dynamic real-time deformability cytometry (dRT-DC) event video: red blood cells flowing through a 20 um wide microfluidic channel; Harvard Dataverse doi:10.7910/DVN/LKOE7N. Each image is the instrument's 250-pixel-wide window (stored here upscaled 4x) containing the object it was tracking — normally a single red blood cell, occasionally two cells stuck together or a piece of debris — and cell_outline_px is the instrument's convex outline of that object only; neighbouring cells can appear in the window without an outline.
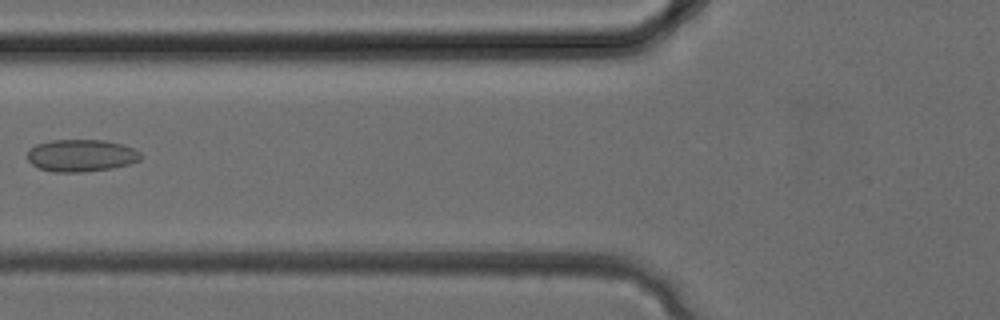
{"species": "common noctule bat (a hibernating species)", "species_latin": "Nyctalus noctula", "temperature_condition": "cold", "stored_images_in_passage": 13, "camera_frame_rate_fps": 3000, "um_per_image_px": 0.085, "animal": {"sex": "female", "body_mass_g": 24.6, "forearm_length_mm": 56.2}, "frame": {"image": 1, "passage_image": 10, "time_ms": 3.0, "image_size_px": [1000, 320], "cell_outline_px": [[144, 156], [140, 160], [128, 164], [112, 168], [84, 172], [56, 172], [40, 168], [32, 164], [28, 160], [28, 152], [36, 144], [52, 140], [104, 140], [124, 144], [140, 152]], "centroid_in_image_um": [6.94, 13.21], "position_along_channel_um": 118.9, "area_um2": 21.27}}
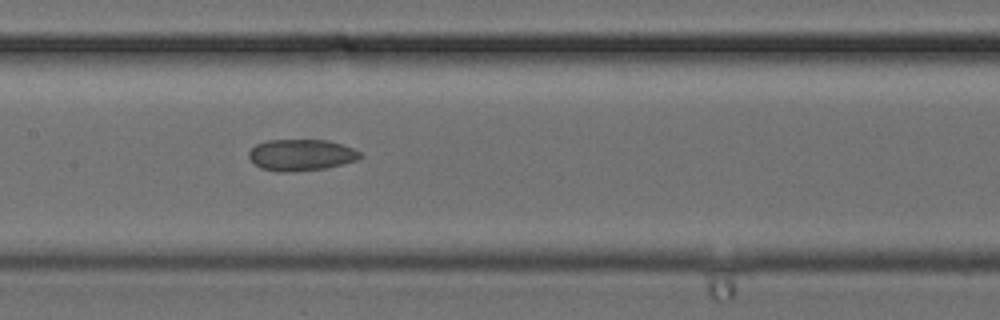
{"frame": {"image": 2, "passage_image": 13, "time_ms": 4.0, "image_size_px": [1000, 320], "cell_outline_px": [[364, 156], [360, 160], [324, 168], [284, 172], [276, 172], [260, 168], [248, 156], [248, 152], [256, 144], [268, 140], [328, 140], [352, 148], [360, 152]], "centroid_in_image_um": [25.61, 13.17], "position_along_channel_um": 181.8, "area_um2": 20.35}}